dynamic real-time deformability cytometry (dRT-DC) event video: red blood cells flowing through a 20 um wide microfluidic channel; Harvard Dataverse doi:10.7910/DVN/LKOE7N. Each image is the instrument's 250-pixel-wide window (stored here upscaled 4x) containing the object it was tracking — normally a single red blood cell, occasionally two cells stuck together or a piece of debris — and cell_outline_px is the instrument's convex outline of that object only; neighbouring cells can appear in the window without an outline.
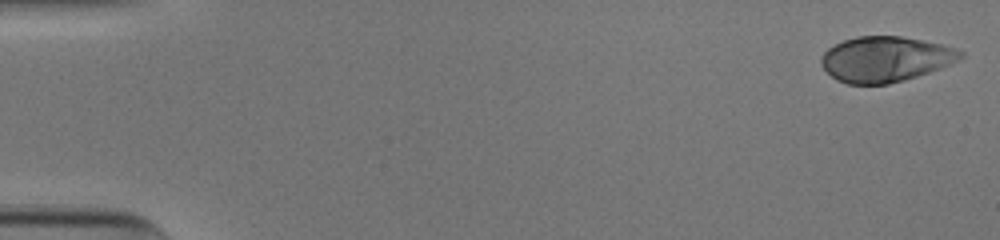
{"species": "human", "species_latin": "Homo sapiens", "temperature_condition": "cold", "stored_images_in_passage": 45, "camera_frame_rate_fps": 3000, "um_per_image_px": 0.085, "donor": {"sex": "male"}, "frame": {"image": 1, "passage_image": 1, "time_ms": 0.0, "image_size_px": [1000, 240], "cell_outline_px": [[964, 56], [940, 68], [904, 80], [888, 84], [848, 84], [836, 80], [820, 64], [820, 56], [828, 48], [844, 40], [856, 36], [900, 36], [940, 44], [956, 48], [964, 52]], "centroid_in_image_um": [75.22, 5.02], "position_along_channel_um": 9.8, "area_um2": 36.59}}
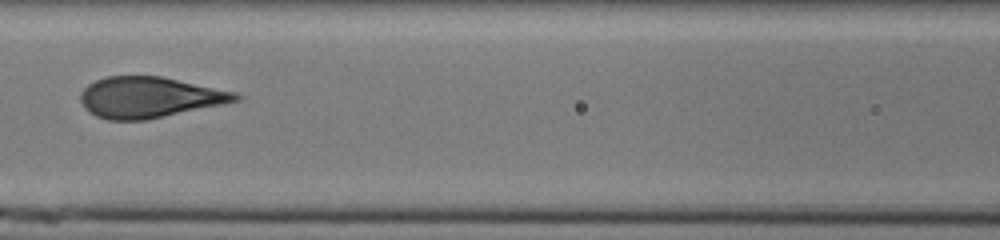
{"frame": {"image": 2, "passage_image": 24, "time_ms": 7.667, "image_size_px": [1000, 240], "cell_outline_px": [[244, 96], [240, 100], [224, 104], [144, 120], [108, 120], [96, 116], [88, 112], [84, 108], [80, 100], [80, 92], [88, 84], [96, 80], [108, 76], [160, 76], [236, 92]], "centroid_in_image_um": [12.68, 8.27], "position_along_channel_um": 153.9, "area_um2": 36.88}}
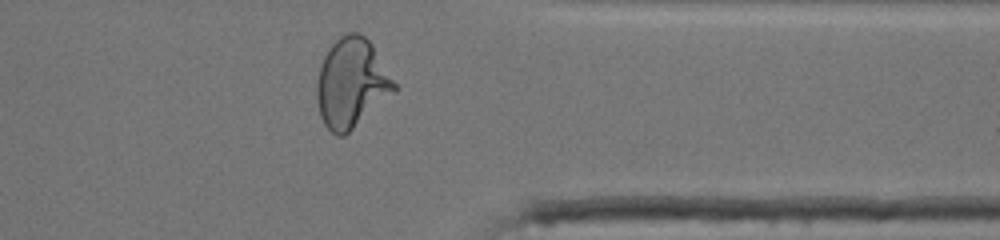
{"frame": {"image": 3, "passage_image": 42, "time_ms": 13.667, "image_size_px": [1000, 240], "cell_outline_px": [[400, 88], [396, 92], [344, 136], [336, 136], [324, 124], [320, 116], [316, 96], [316, 80], [324, 56], [328, 48], [340, 36], [348, 32], [360, 32], [372, 44]], "centroid_in_image_um": [29.9, 7.07], "position_along_channel_um": 381.5, "area_um2": 40.63}, "authors_computed_cell_mechanics": {"area_um2": 37.2232, "velocity_mm_per_s": 3.9064, "shape_relaxation_time_tau1_ms": 5.0361, "shape_relaxation_time_tau2_ms": null, "deformation_change_tau1": 0.2337, "deformation_change_tau2": null}}